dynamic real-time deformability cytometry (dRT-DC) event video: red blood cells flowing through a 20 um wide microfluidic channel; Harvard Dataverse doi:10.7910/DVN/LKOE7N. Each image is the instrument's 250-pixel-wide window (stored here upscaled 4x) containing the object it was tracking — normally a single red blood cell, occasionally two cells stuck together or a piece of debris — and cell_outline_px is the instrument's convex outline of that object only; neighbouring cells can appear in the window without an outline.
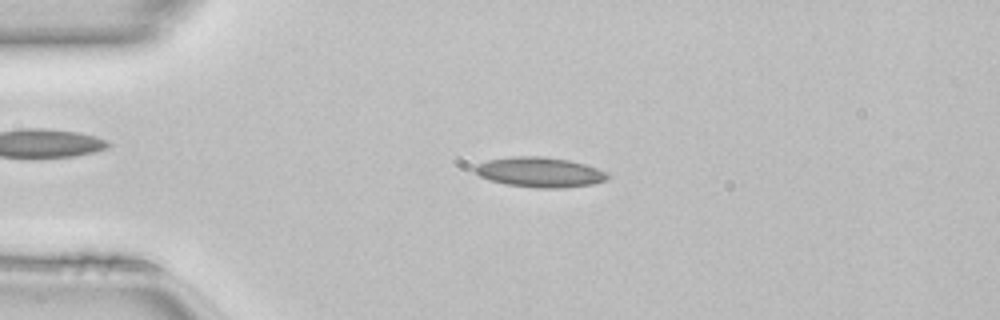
{"species": "common noctule bat (a hibernating species)", "species_latin": "Nyctalus noctula", "temperature_condition": "room temperature", "stored_images_in_passage": 49, "camera_frame_rate_fps": 3000, "um_per_image_px": 0.085, "animal": {"sex": "female", "body_mass_g": 22.7, "forearm_length_mm": 54.2}, "frame": {"image": 1, "passage_image": 11, "time_ms": 3.333, "image_size_px": [1000, 320], "cell_outline_px": [[608, 176], [604, 180], [592, 184], [560, 188], [536, 188], [504, 184], [488, 180], [480, 176], [472, 168], [476, 164], [488, 160], [516, 156], [544, 156], [568, 160], [584, 164], [596, 168], [604, 172]], "centroid_in_image_um": [45.8, 14.64], "position_along_channel_um": 39.2, "area_um2": 23.06}}
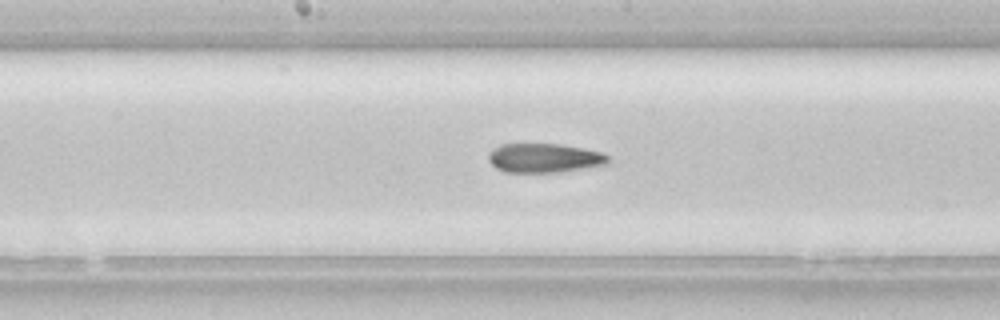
{"frame": {"image": 2, "passage_image": 25, "time_ms": 8.0, "image_size_px": [1000, 320], "cell_outline_px": [[612, 160], [608, 164], [560, 172], [504, 172], [496, 168], [488, 160], [488, 152], [492, 148], [500, 144], [560, 144], [584, 148], [600, 152], [608, 156]], "centroid_in_image_um": [46.25, 13.43], "position_along_channel_um": 201.9, "area_um2": 20.52}}
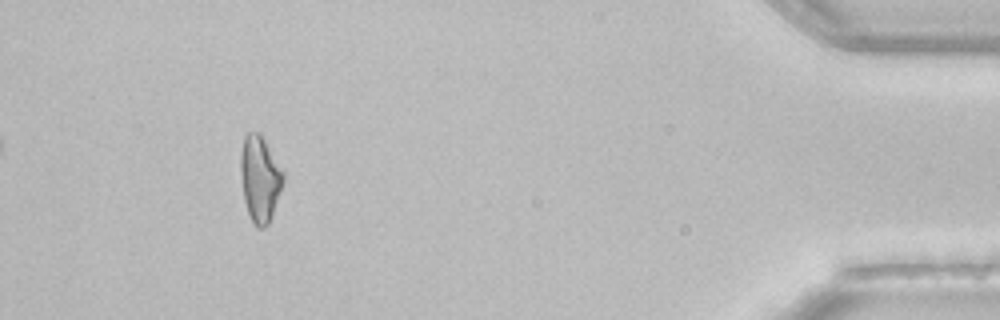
{"frame": {"image": 3, "passage_image": 45, "time_ms": 14.667, "image_size_px": [1000, 320], "cell_outline_px": [[284, 180], [272, 216], [268, 224], [264, 228], [256, 228], [248, 212], [244, 200], [240, 172], [240, 152], [244, 136], [248, 132], [260, 132], [284, 172]], "centroid_in_image_um": [22.08, 15.17], "position_along_channel_um": 413.1, "area_um2": 21.44}, "authors_computed_cell_mechanics": {"area_um2": 21.1548, "velocity_mm_per_s": 4.1416, "shape_relaxation_time_tau1_ms": null, "shape_relaxation_time_tau2_ms": 5.7348, "deformation_change_tau1": null, "deformation_change_tau2": 0.1642}}